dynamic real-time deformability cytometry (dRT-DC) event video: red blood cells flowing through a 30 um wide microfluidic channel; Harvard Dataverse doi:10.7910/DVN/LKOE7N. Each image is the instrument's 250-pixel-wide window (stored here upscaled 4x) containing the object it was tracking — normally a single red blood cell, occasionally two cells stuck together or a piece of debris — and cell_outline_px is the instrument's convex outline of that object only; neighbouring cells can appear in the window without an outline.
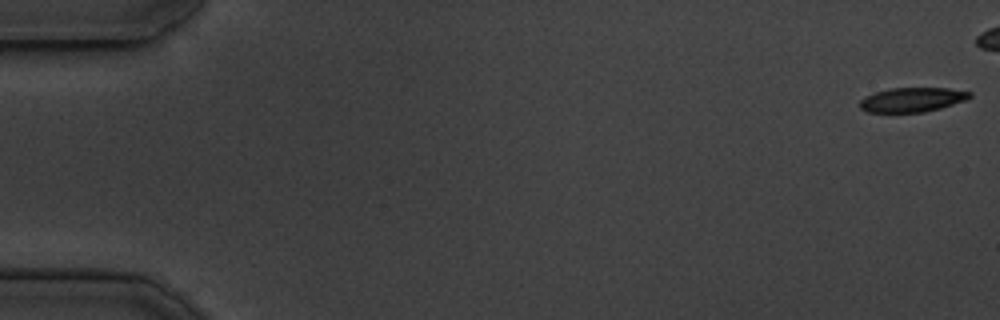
{"species": "common noctule bat (a hibernating species)", "species_latin": "Nyctalus noctula", "temperature_condition": "cold", "stored_images_in_passage": 9, "camera_frame_rate_fps": 3000, "um_per_image_px": 0.085, "animal": {"sex": "male", "body_mass_g": 19.5, "forearm_length_mm": 54.6}, "frame": {"image": 1, "passage_image": 1, "time_ms": 0.0, "image_size_px": [1000, 320], "cell_outline_px": [[972, 96], [964, 100], [940, 108], [924, 112], [868, 112], [860, 108], [860, 100], [876, 92], [888, 88], [948, 88], [972, 92]], "centroid_in_image_um": [77.54, 8.47], "position_along_channel_um": 7.5, "area_um2": 15.43}}